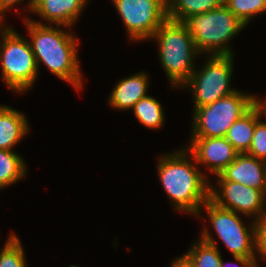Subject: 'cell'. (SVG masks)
<instances>
[{
    "instance_id": "e0dca14e",
    "label": "cell",
    "mask_w": 266,
    "mask_h": 267,
    "mask_svg": "<svg viewBox=\"0 0 266 267\" xmlns=\"http://www.w3.org/2000/svg\"><path fill=\"white\" fill-rule=\"evenodd\" d=\"M255 130V105L238 118L227 131L225 138L239 152L247 153Z\"/></svg>"
},
{
    "instance_id": "3957f363",
    "label": "cell",
    "mask_w": 266,
    "mask_h": 267,
    "mask_svg": "<svg viewBox=\"0 0 266 267\" xmlns=\"http://www.w3.org/2000/svg\"><path fill=\"white\" fill-rule=\"evenodd\" d=\"M158 44V57L171 88L179 89L195 70V60L201 57L193 38L182 22L167 19L150 41Z\"/></svg>"
},
{
    "instance_id": "5b68a950",
    "label": "cell",
    "mask_w": 266,
    "mask_h": 267,
    "mask_svg": "<svg viewBox=\"0 0 266 267\" xmlns=\"http://www.w3.org/2000/svg\"><path fill=\"white\" fill-rule=\"evenodd\" d=\"M0 68L4 85L15 94L33 89L39 70L30 42L10 25L0 31Z\"/></svg>"
},
{
    "instance_id": "8fae6325",
    "label": "cell",
    "mask_w": 266,
    "mask_h": 267,
    "mask_svg": "<svg viewBox=\"0 0 266 267\" xmlns=\"http://www.w3.org/2000/svg\"><path fill=\"white\" fill-rule=\"evenodd\" d=\"M189 141L186 148L194 155L197 165L204 166L214 177L239 155L225 137H190Z\"/></svg>"
},
{
    "instance_id": "7c38bea8",
    "label": "cell",
    "mask_w": 266,
    "mask_h": 267,
    "mask_svg": "<svg viewBox=\"0 0 266 267\" xmlns=\"http://www.w3.org/2000/svg\"><path fill=\"white\" fill-rule=\"evenodd\" d=\"M216 181H232L258 189L266 195V162L246 153L239 154Z\"/></svg>"
},
{
    "instance_id": "603a6c76",
    "label": "cell",
    "mask_w": 266,
    "mask_h": 267,
    "mask_svg": "<svg viewBox=\"0 0 266 267\" xmlns=\"http://www.w3.org/2000/svg\"><path fill=\"white\" fill-rule=\"evenodd\" d=\"M262 119L255 106V130L246 154L266 162V121Z\"/></svg>"
},
{
    "instance_id": "6da1fadb",
    "label": "cell",
    "mask_w": 266,
    "mask_h": 267,
    "mask_svg": "<svg viewBox=\"0 0 266 267\" xmlns=\"http://www.w3.org/2000/svg\"><path fill=\"white\" fill-rule=\"evenodd\" d=\"M30 18L22 19L27 27V35L30 37L29 42L39 72L40 65H44L50 73L80 92L83 89L84 76L78 57V37L68 26H62V29L61 25L45 24Z\"/></svg>"
},
{
    "instance_id": "8992f818",
    "label": "cell",
    "mask_w": 266,
    "mask_h": 267,
    "mask_svg": "<svg viewBox=\"0 0 266 267\" xmlns=\"http://www.w3.org/2000/svg\"><path fill=\"white\" fill-rule=\"evenodd\" d=\"M208 56V57H207ZM235 55H205L203 65L195 67L189 80L180 88L188 89L193 97V109L209 105L231 95L238 89L231 88Z\"/></svg>"
},
{
    "instance_id": "2e32d148",
    "label": "cell",
    "mask_w": 266,
    "mask_h": 267,
    "mask_svg": "<svg viewBox=\"0 0 266 267\" xmlns=\"http://www.w3.org/2000/svg\"><path fill=\"white\" fill-rule=\"evenodd\" d=\"M204 226L199 240L193 241L191 247L182 256L192 267H220L222 256L216 238L205 224Z\"/></svg>"
},
{
    "instance_id": "ffe728a7",
    "label": "cell",
    "mask_w": 266,
    "mask_h": 267,
    "mask_svg": "<svg viewBox=\"0 0 266 267\" xmlns=\"http://www.w3.org/2000/svg\"><path fill=\"white\" fill-rule=\"evenodd\" d=\"M133 115L143 127L159 130L164 127L165 113L163 105L156 98L147 95L139 99L133 109Z\"/></svg>"
},
{
    "instance_id": "5bb4252c",
    "label": "cell",
    "mask_w": 266,
    "mask_h": 267,
    "mask_svg": "<svg viewBox=\"0 0 266 267\" xmlns=\"http://www.w3.org/2000/svg\"><path fill=\"white\" fill-rule=\"evenodd\" d=\"M149 78L148 73L139 71L136 74L119 79L108 97L110 108L118 111L133 109L139 99L148 95Z\"/></svg>"
},
{
    "instance_id": "277c9868",
    "label": "cell",
    "mask_w": 266,
    "mask_h": 267,
    "mask_svg": "<svg viewBox=\"0 0 266 267\" xmlns=\"http://www.w3.org/2000/svg\"><path fill=\"white\" fill-rule=\"evenodd\" d=\"M202 55H235L229 43L246 26L224 5L182 22Z\"/></svg>"
},
{
    "instance_id": "30bf717a",
    "label": "cell",
    "mask_w": 266,
    "mask_h": 267,
    "mask_svg": "<svg viewBox=\"0 0 266 267\" xmlns=\"http://www.w3.org/2000/svg\"><path fill=\"white\" fill-rule=\"evenodd\" d=\"M215 182V186L210 182L209 199L221 208L252 220L259 219L266 212V195L262 191L238 182Z\"/></svg>"
},
{
    "instance_id": "9a60e30c",
    "label": "cell",
    "mask_w": 266,
    "mask_h": 267,
    "mask_svg": "<svg viewBox=\"0 0 266 267\" xmlns=\"http://www.w3.org/2000/svg\"><path fill=\"white\" fill-rule=\"evenodd\" d=\"M28 122L23 112L0 105V149L13 150L30 133Z\"/></svg>"
},
{
    "instance_id": "44dd1931",
    "label": "cell",
    "mask_w": 266,
    "mask_h": 267,
    "mask_svg": "<svg viewBox=\"0 0 266 267\" xmlns=\"http://www.w3.org/2000/svg\"><path fill=\"white\" fill-rule=\"evenodd\" d=\"M223 4L245 25L266 12V0H223Z\"/></svg>"
},
{
    "instance_id": "52a82bcc",
    "label": "cell",
    "mask_w": 266,
    "mask_h": 267,
    "mask_svg": "<svg viewBox=\"0 0 266 267\" xmlns=\"http://www.w3.org/2000/svg\"><path fill=\"white\" fill-rule=\"evenodd\" d=\"M254 105V94L237 90L192 111L190 137H225L233 123Z\"/></svg>"
},
{
    "instance_id": "83f0119b",
    "label": "cell",
    "mask_w": 266,
    "mask_h": 267,
    "mask_svg": "<svg viewBox=\"0 0 266 267\" xmlns=\"http://www.w3.org/2000/svg\"><path fill=\"white\" fill-rule=\"evenodd\" d=\"M169 267H192V266L183 256H180L175 258V260L173 259Z\"/></svg>"
},
{
    "instance_id": "7a4b0ae2",
    "label": "cell",
    "mask_w": 266,
    "mask_h": 267,
    "mask_svg": "<svg viewBox=\"0 0 266 267\" xmlns=\"http://www.w3.org/2000/svg\"><path fill=\"white\" fill-rule=\"evenodd\" d=\"M157 173L175 211L197 217L209 199L210 181L194 155L183 146L158 156Z\"/></svg>"
},
{
    "instance_id": "ac0fdd59",
    "label": "cell",
    "mask_w": 266,
    "mask_h": 267,
    "mask_svg": "<svg viewBox=\"0 0 266 267\" xmlns=\"http://www.w3.org/2000/svg\"><path fill=\"white\" fill-rule=\"evenodd\" d=\"M23 156L15 150L0 149V190L10 187L27 176Z\"/></svg>"
},
{
    "instance_id": "d4e9b609",
    "label": "cell",
    "mask_w": 266,
    "mask_h": 267,
    "mask_svg": "<svg viewBox=\"0 0 266 267\" xmlns=\"http://www.w3.org/2000/svg\"><path fill=\"white\" fill-rule=\"evenodd\" d=\"M25 1H27V2H26V5H24L26 7V8L24 7V9H25V11H27L31 14V12L34 8V5L36 3V0H0V19L3 21H6L4 19L6 12L8 13V10L10 11L13 8V6L14 7L16 6V4L19 5Z\"/></svg>"
},
{
    "instance_id": "9c48e42d",
    "label": "cell",
    "mask_w": 266,
    "mask_h": 267,
    "mask_svg": "<svg viewBox=\"0 0 266 267\" xmlns=\"http://www.w3.org/2000/svg\"><path fill=\"white\" fill-rule=\"evenodd\" d=\"M127 31L128 41H148L168 19L167 0H111Z\"/></svg>"
},
{
    "instance_id": "484cf974",
    "label": "cell",
    "mask_w": 266,
    "mask_h": 267,
    "mask_svg": "<svg viewBox=\"0 0 266 267\" xmlns=\"http://www.w3.org/2000/svg\"><path fill=\"white\" fill-rule=\"evenodd\" d=\"M235 259V263L231 262V263H225L224 260H221L220 263V267H229L231 265V267H251L254 262L257 260V258H246V257H233ZM230 264V265H229ZM236 264V265H235ZM239 264V265H238Z\"/></svg>"
},
{
    "instance_id": "cb8c5ba5",
    "label": "cell",
    "mask_w": 266,
    "mask_h": 267,
    "mask_svg": "<svg viewBox=\"0 0 266 267\" xmlns=\"http://www.w3.org/2000/svg\"><path fill=\"white\" fill-rule=\"evenodd\" d=\"M254 229L257 260L266 261V212L259 219L254 220Z\"/></svg>"
},
{
    "instance_id": "f1b7e54d",
    "label": "cell",
    "mask_w": 266,
    "mask_h": 267,
    "mask_svg": "<svg viewBox=\"0 0 266 267\" xmlns=\"http://www.w3.org/2000/svg\"><path fill=\"white\" fill-rule=\"evenodd\" d=\"M260 262L261 261L258 262V260H256L251 267H259L260 266V264H259Z\"/></svg>"
},
{
    "instance_id": "4fadbf2b",
    "label": "cell",
    "mask_w": 266,
    "mask_h": 267,
    "mask_svg": "<svg viewBox=\"0 0 266 267\" xmlns=\"http://www.w3.org/2000/svg\"><path fill=\"white\" fill-rule=\"evenodd\" d=\"M90 0H36L31 12L50 25L72 28Z\"/></svg>"
},
{
    "instance_id": "4316f807",
    "label": "cell",
    "mask_w": 266,
    "mask_h": 267,
    "mask_svg": "<svg viewBox=\"0 0 266 267\" xmlns=\"http://www.w3.org/2000/svg\"><path fill=\"white\" fill-rule=\"evenodd\" d=\"M254 105L258 108L260 116L265 117L264 119L266 121V97L265 99H261L254 95Z\"/></svg>"
},
{
    "instance_id": "4dcf8cb0",
    "label": "cell",
    "mask_w": 266,
    "mask_h": 267,
    "mask_svg": "<svg viewBox=\"0 0 266 267\" xmlns=\"http://www.w3.org/2000/svg\"><path fill=\"white\" fill-rule=\"evenodd\" d=\"M68 267H80V266H77V265H71V266H68Z\"/></svg>"
},
{
    "instance_id": "ba28073f",
    "label": "cell",
    "mask_w": 266,
    "mask_h": 267,
    "mask_svg": "<svg viewBox=\"0 0 266 267\" xmlns=\"http://www.w3.org/2000/svg\"><path fill=\"white\" fill-rule=\"evenodd\" d=\"M202 210L206 212L211 227L233 257L257 258L254 220L249 219L250 222L245 225L241 214L221 208L210 199L201 207L196 218H203Z\"/></svg>"
},
{
    "instance_id": "d6986e66",
    "label": "cell",
    "mask_w": 266,
    "mask_h": 267,
    "mask_svg": "<svg viewBox=\"0 0 266 267\" xmlns=\"http://www.w3.org/2000/svg\"><path fill=\"white\" fill-rule=\"evenodd\" d=\"M223 4V0H167V18L183 22L193 14H202Z\"/></svg>"
},
{
    "instance_id": "f546056e",
    "label": "cell",
    "mask_w": 266,
    "mask_h": 267,
    "mask_svg": "<svg viewBox=\"0 0 266 267\" xmlns=\"http://www.w3.org/2000/svg\"><path fill=\"white\" fill-rule=\"evenodd\" d=\"M4 24H6V23L3 20L0 19V31L5 26Z\"/></svg>"
},
{
    "instance_id": "7402d4cb",
    "label": "cell",
    "mask_w": 266,
    "mask_h": 267,
    "mask_svg": "<svg viewBox=\"0 0 266 267\" xmlns=\"http://www.w3.org/2000/svg\"><path fill=\"white\" fill-rule=\"evenodd\" d=\"M0 250V267H27L26 254L21 240L15 233L8 235Z\"/></svg>"
}]
</instances>
